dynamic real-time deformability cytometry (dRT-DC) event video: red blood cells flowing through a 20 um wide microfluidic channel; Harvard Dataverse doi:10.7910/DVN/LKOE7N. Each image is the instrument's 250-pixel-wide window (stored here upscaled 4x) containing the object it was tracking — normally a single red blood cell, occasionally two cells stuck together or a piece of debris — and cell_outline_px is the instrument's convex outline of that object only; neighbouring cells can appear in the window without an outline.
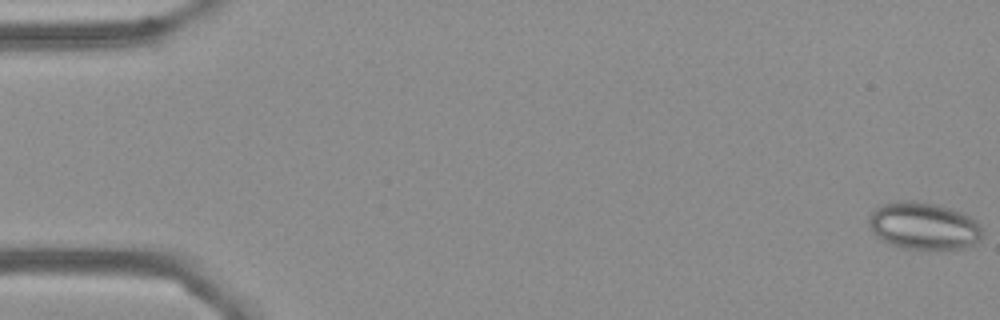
{"species": "Egyptian fruit bat (a non-hibernating species)", "species_latin": "Rousettus aegyptiacus", "temperature_condition": "cold", "stored_images_in_passage": 56, "camera_frame_rate_fps": 3000, "um_per_image_px": 0.085, "frame": {"image": 1, "passage_image": 1, "time_ms": 0.0, "image_size_px": [1000, 320], "cell_outline_px": [[984, 232], [980, 240], [964, 248], [904, 248], [888, 244], [876, 236], [872, 232], [868, 224], [868, 216], [880, 204], [896, 200], [916, 200], [936, 204], [960, 212], [976, 220], [980, 224]], "centroid_in_image_um": [78.48, 19.18], "position_along_channel_um": 6.5, "area_um2": 31.44}}
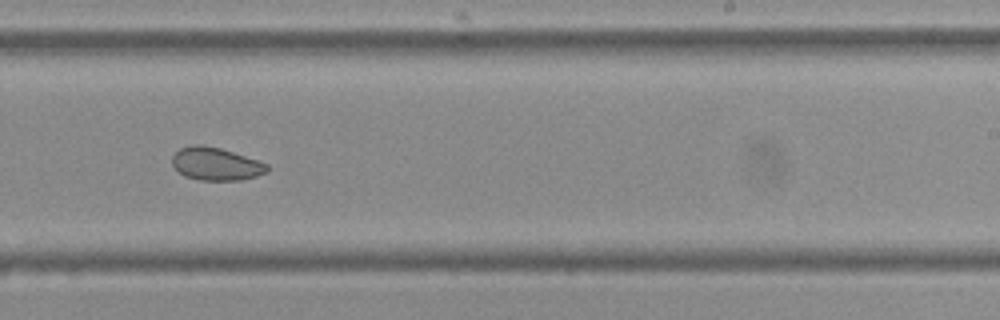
{"frame": {"image": 2, "passage_image": 35, "time_ms": 11.333, "image_size_px": [1000, 320], "cell_outline_px": [[268, 172], [256, 176], [240, 180], [200, 180], [184, 176], [172, 164], [172, 156], [180, 148], [192, 144], [204, 144], [220, 148], [268, 164]], "centroid_in_image_um": [18.33, 13.93], "position_along_channel_um": 270.7, "area_um2": 18.09}}
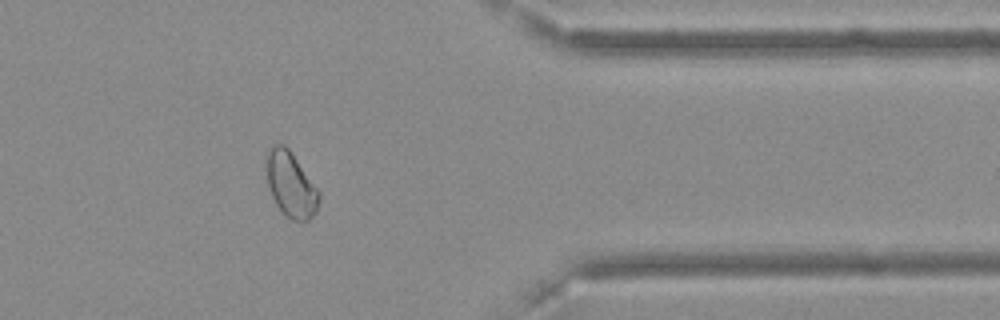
{"frame": {"image": 3, "passage_image": 46, "time_ms": 15.0, "image_size_px": [1000, 320], "cell_outline_px": [[320, 196], [316, 212], [308, 220], [292, 220], [276, 204], [272, 196], [268, 184], [264, 156], [268, 148], [272, 144], [284, 144], [288, 148], [320, 192]], "centroid_in_image_um": [24.69, 15.63], "position_along_channel_um": 386.7, "area_um2": 19.88}, "authors_computed_cell_mechanics": {"area_um2": 21.1548, "velocity_mm_per_s": 3.6267, "shape_relaxation_time_tau1_ms": null, "shape_relaxation_time_tau2_ms": 3.908, "deformation_change_tau1": null, "deformation_change_tau2": 0.075}}